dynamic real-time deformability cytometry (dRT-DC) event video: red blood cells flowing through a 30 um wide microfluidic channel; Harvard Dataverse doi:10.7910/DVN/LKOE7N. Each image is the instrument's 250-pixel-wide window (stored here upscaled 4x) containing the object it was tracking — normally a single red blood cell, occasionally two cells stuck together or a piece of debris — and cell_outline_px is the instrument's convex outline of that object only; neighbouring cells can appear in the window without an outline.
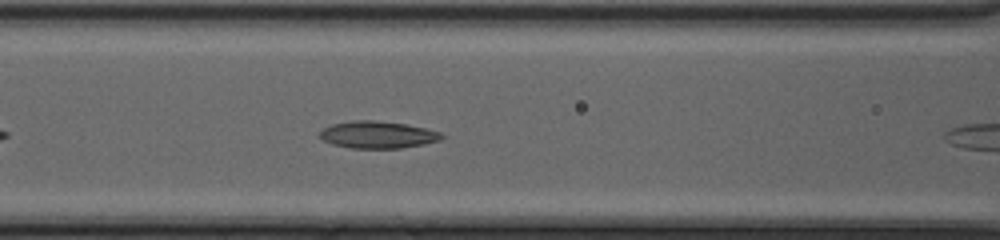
{"species": "common noctule bat (a hibernating species)", "species_latin": "Nyctalus noctula", "temperature_condition": "cold", "stored_images_in_passage": 10, "camera_frame_rate_fps": 3000, "um_per_image_px": 0.085, "animal": {"sex": "female", "body_mass_g": 20.0, "forearm_length_mm": 54.0}, "frame": {"image": 1, "passage_image": 9, "time_ms": 2.667, "image_size_px": [1000, 240], "cell_outline_px": [[444, 136], [440, 140], [424, 144], [400, 148], [352, 148], [332, 144], [324, 140], [320, 136], [320, 132], [324, 128], [332, 124], [352, 120], [372, 120], [404, 124], [424, 128], [440, 132]], "centroid_in_image_um": [32.1, 11.45], "position_along_channel_um": 134.5, "area_um2": 19.02}}